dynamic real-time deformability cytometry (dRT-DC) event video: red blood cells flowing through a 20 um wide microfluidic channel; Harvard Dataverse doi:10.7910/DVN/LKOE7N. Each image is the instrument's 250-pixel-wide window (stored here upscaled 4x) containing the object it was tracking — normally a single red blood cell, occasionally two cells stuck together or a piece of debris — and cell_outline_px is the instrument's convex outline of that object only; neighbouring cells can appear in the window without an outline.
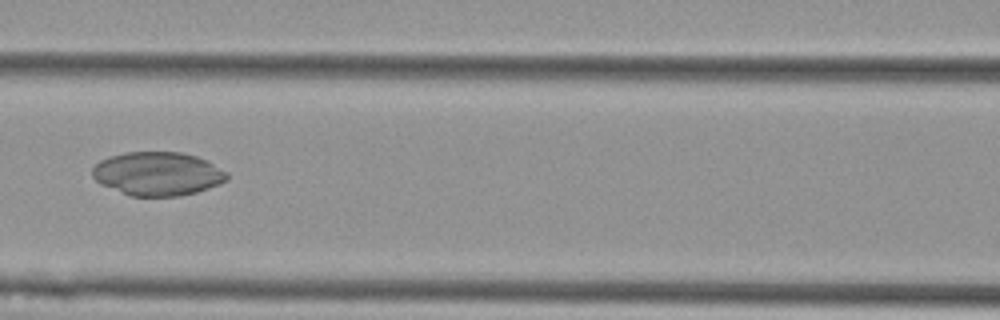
{"species": "Egyptian fruit bat (a non-hibernating species)", "species_latin": "Rousettus aegyptiacus", "temperature_condition": "cold", "stored_images_in_passage": 3, "camera_frame_rate_fps": 3000, "um_per_image_px": 0.085, "animal": {"sex": "female"}, "frame": {"image": 1, "passage_image": 3, "time_ms": 0.667, "image_size_px": [1000, 320], "cell_outline_px": [[228, 180], [220, 184], [196, 192], [180, 196], [132, 196], [100, 184], [92, 176], [92, 168], [100, 160], [108, 156], [124, 152], [180, 152], [196, 156], [208, 160], [228, 172]], "centroid_in_image_um": [13.42, 14.76], "position_along_channel_um": 153.2, "area_um2": 34.45}}